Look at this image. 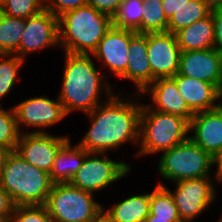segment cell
Wrapping results in <instances>:
<instances>
[{
    "instance_id": "6da1fadb",
    "label": "cell",
    "mask_w": 222,
    "mask_h": 222,
    "mask_svg": "<svg viewBox=\"0 0 222 222\" xmlns=\"http://www.w3.org/2000/svg\"><path fill=\"white\" fill-rule=\"evenodd\" d=\"M115 94L85 114L91 124L78 145L87 152L107 153L127 142L139 146L142 103Z\"/></svg>"
},
{
    "instance_id": "7a4b0ae2",
    "label": "cell",
    "mask_w": 222,
    "mask_h": 222,
    "mask_svg": "<svg viewBox=\"0 0 222 222\" xmlns=\"http://www.w3.org/2000/svg\"><path fill=\"white\" fill-rule=\"evenodd\" d=\"M64 53L63 82L57 97L66 115L76 109L85 114L90 113L103 103L100 100L103 90L106 92L104 95L112 96L113 88L109 83L105 84L106 76L100 74V69L95 67L92 55Z\"/></svg>"
},
{
    "instance_id": "3957f363",
    "label": "cell",
    "mask_w": 222,
    "mask_h": 222,
    "mask_svg": "<svg viewBox=\"0 0 222 222\" xmlns=\"http://www.w3.org/2000/svg\"><path fill=\"white\" fill-rule=\"evenodd\" d=\"M112 26V17L84 5L58 18L59 48L71 54L92 55Z\"/></svg>"
},
{
    "instance_id": "277c9868",
    "label": "cell",
    "mask_w": 222,
    "mask_h": 222,
    "mask_svg": "<svg viewBox=\"0 0 222 222\" xmlns=\"http://www.w3.org/2000/svg\"><path fill=\"white\" fill-rule=\"evenodd\" d=\"M0 186L15 206L44 205L53 182L50 174L11 151L0 174Z\"/></svg>"
},
{
    "instance_id": "5b68a950",
    "label": "cell",
    "mask_w": 222,
    "mask_h": 222,
    "mask_svg": "<svg viewBox=\"0 0 222 222\" xmlns=\"http://www.w3.org/2000/svg\"><path fill=\"white\" fill-rule=\"evenodd\" d=\"M189 122L177 115L163 113L142 104L140 149L135 156L152 155L170 150L189 138Z\"/></svg>"
},
{
    "instance_id": "8992f818",
    "label": "cell",
    "mask_w": 222,
    "mask_h": 222,
    "mask_svg": "<svg viewBox=\"0 0 222 222\" xmlns=\"http://www.w3.org/2000/svg\"><path fill=\"white\" fill-rule=\"evenodd\" d=\"M213 157L190 138L162 153L158 171L167 181L179 182L187 179L211 177Z\"/></svg>"
},
{
    "instance_id": "52a82bcc",
    "label": "cell",
    "mask_w": 222,
    "mask_h": 222,
    "mask_svg": "<svg viewBox=\"0 0 222 222\" xmlns=\"http://www.w3.org/2000/svg\"><path fill=\"white\" fill-rule=\"evenodd\" d=\"M94 195L71 183L53 184L44 206L53 220L92 222L103 211V204L96 202Z\"/></svg>"
},
{
    "instance_id": "ba28073f",
    "label": "cell",
    "mask_w": 222,
    "mask_h": 222,
    "mask_svg": "<svg viewBox=\"0 0 222 222\" xmlns=\"http://www.w3.org/2000/svg\"><path fill=\"white\" fill-rule=\"evenodd\" d=\"M106 155V153L88 152L70 183L81 190L95 194L130 173L129 164L113 161Z\"/></svg>"
},
{
    "instance_id": "9c48e42d",
    "label": "cell",
    "mask_w": 222,
    "mask_h": 222,
    "mask_svg": "<svg viewBox=\"0 0 222 222\" xmlns=\"http://www.w3.org/2000/svg\"><path fill=\"white\" fill-rule=\"evenodd\" d=\"M175 191H171L182 222H193L215 202L216 191L210 177L174 182Z\"/></svg>"
},
{
    "instance_id": "30bf717a",
    "label": "cell",
    "mask_w": 222,
    "mask_h": 222,
    "mask_svg": "<svg viewBox=\"0 0 222 222\" xmlns=\"http://www.w3.org/2000/svg\"><path fill=\"white\" fill-rule=\"evenodd\" d=\"M13 109L21 134L24 133L23 129H21L24 125H26L25 127L31 126L39 128L29 132L44 133L46 132L44 128L57 124L67 116L59 98L51 100L44 96L29 97L21 103H18V105L13 106Z\"/></svg>"
},
{
    "instance_id": "8fae6325",
    "label": "cell",
    "mask_w": 222,
    "mask_h": 222,
    "mask_svg": "<svg viewBox=\"0 0 222 222\" xmlns=\"http://www.w3.org/2000/svg\"><path fill=\"white\" fill-rule=\"evenodd\" d=\"M68 140V135L60 137L48 132H24L15 151L29 164L50 173L57 152Z\"/></svg>"
},
{
    "instance_id": "7c38bea8",
    "label": "cell",
    "mask_w": 222,
    "mask_h": 222,
    "mask_svg": "<svg viewBox=\"0 0 222 222\" xmlns=\"http://www.w3.org/2000/svg\"><path fill=\"white\" fill-rule=\"evenodd\" d=\"M59 46L58 17L47 10L25 19L24 33L14 54L25 59L31 52Z\"/></svg>"
},
{
    "instance_id": "4fadbf2b",
    "label": "cell",
    "mask_w": 222,
    "mask_h": 222,
    "mask_svg": "<svg viewBox=\"0 0 222 222\" xmlns=\"http://www.w3.org/2000/svg\"><path fill=\"white\" fill-rule=\"evenodd\" d=\"M180 54L175 34L147 33V57L151 66L152 82L158 78L175 76L179 72Z\"/></svg>"
},
{
    "instance_id": "5bb4252c",
    "label": "cell",
    "mask_w": 222,
    "mask_h": 222,
    "mask_svg": "<svg viewBox=\"0 0 222 222\" xmlns=\"http://www.w3.org/2000/svg\"><path fill=\"white\" fill-rule=\"evenodd\" d=\"M136 34L135 31L116 28L112 25L92 53V57L102 61V68L107 66L112 74L120 78L127 69L130 40Z\"/></svg>"
},
{
    "instance_id": "9a60e30c",
    "label": "cell",
    "mask_w": 222,
    "mask_h": 222,
    "mask_svg": "<svg viewBox=\"0 0 222 222\" xmlns=\"http://www.w3.org/2000/svg\"><path fill=\"white\" fill-rule=\"evenodd\" d=\"M178 73L212 83L222 92V54L214 48L181 52Z\"/></svg>"
},
{
    "instance_id": "2e32d148",
    "label": "cell",
    "mask_w": 222,
    "mask_h": 222,
    "mask_svg": "<svg viewBox=\"0 0 222 222\" xmlns=\"http://www.w3.org/2000/svg\"><path fill=\"white\" fill-rule=\"evenodd\" d=\"M189 132L193 133L189 138L214 158L222 150V104L195 113L189 122Z\"/></svg>"
},
{
    "instance_id": "e0dca14e",
    "label": "cell",
    "mask_w": 222,
    "mask_h": 222,
    "mask_svg": "<svg viewBox=\"0 0 222 222\" xmlns=\"http://www.w3.org/2000/svg\"><path fill=\"white\" fill-rule=\"evenodd\" d=\"M144 93L150 94L153 100L152 104H147L151 109L180 116L188 122L192 120L194 113L179 94L175 80L172 77L155 79L139 94V99L144 96Z\"/></svg>"
},
{
    "instance_id": "ac0fdd59",
    "label": "cell",
    "mask_w": 222,
    "mask_h": 222,
    "mask_svg": "<svg viewBox=\"0 0 222 222\" xmlns=\"http://www.w3.org/2000/svg\"><path fill=\"white\" fill-rule=\"evenodd\" d=\"M172 78L175 80L179 94L194 114L213 110L221 105L217 100H222V94L214 84L179 73Z\"/></svg>"
},
{
    "instance_id": "d6986e66",
    "label": "cell",
    "mask_w": 222,
    "mask_h": 222,
    "mask_svg": "<svg viewBox=\"0 0 222 222\" xmlns=\"http://www.w3.org/2000/svg\"><path fill=\"white\" fill-rule=\"evenodd\" d=\"M126 72L120 77L129 79L137 86V95L152 83V71L147 57V34L137 33L129 43Z\"/></svg>"
},
{
    "instance_id": "ffe728a7",
    "label": "cell",
    "mask_w": 222,
    "mask_h": 222,
    "mask_svg": "<svg viewBox=\"0 0 222 222\" xmlns=\"http://www.w3.org/2000/svg\"><path fill=\"white\" fill-rule=\"evenodd\" d=\"M181 52L211 49L214 46L212 14L175 33Z\"/></svg>"
},
{
    "instance_id": "44dd1931",
    "label": "cell",
    "mask_w": 222,
    "mask_h": 222,
    "mask_svg": "<svg viewBox=\"0 0 222 222\" xmlns=\"http://www.w3.org/2000/svg\"><path fill=\"white\" fill-rule=\"evenodd\" d=\"M70 139L59 149L50 171L53 184L70 183L81 167L88 152L78 144L71 145Z\"/></svg>"
},
{
    "instance_id": "7402d4cb",
    "label": "cell",
    "mask_w": 222,
    "mask_h": 222,
    "mask_svg": "<svg viewBox=\"0 0 222 222\" xmlns=\"http://www.w3.org/2000/svg\"><path fill=\"white\" fill-rule=\"evenodd\" d=\"M104 213L113 222H145L150 214V193L132 195L114 204Z\"/></svg>"
},
{
    "instance_id": "603a6c76",
    "label": "cell",
    "mask_w": 222,
    "mask_h": 222,
    "mask_svg": "<svg viewBox=\"0 0 222 222\" xmlns=\"http://www.w3.org/2000/svg\"><path fill=\"white\" fill-rule=\"evenodd\" d=\"M212 6L204 0H190L173 14L167 25V32L175 34L180 29L211 14Z\"/></svg>"
},
{
    "instance_id": "cb8c5ba5",
    "label": "cell",
    "mask_w": 222,
    "mask_h": 222,
    "mask_svg": "<svg viewBox=\"0 0 222 222\" xmlns=\"http://www.w3.org/2000/svg\"><path fill=\"white\" fill-rule=\"evenodd\" d=\"M25 19L0 11V54H15L24 33Z\"/></svg>"
},
{
    "instance_id": "d4e9b609",
    "label": "cell",
    "mask_w": 222,
    "mask_h": 222,
    "mask_svg": "<svg viewBox=\"0 0 222 222\" xmlns=\"http://www.w3.org/2000/svg\"><path fill=\"white\" fill-rule=\"evenodd\" d=\"M150 213L155 218L168 219V221H181L174 198L162 183L150 193Z\"/></svg>"
},
{
    "instance_id": "484cf974",
    "label": "cell",
    "mask_w": 222,
    "mask_h": 222,
    "mask_svg": "<svg viewBox=\"0 0 222 222\" xmlns=\"http://www.w3.org/2000/svg\"><path fill=\"white\" fill-rule=\"evenodd\" d=\"M144 5V0H123L112 16V25L139 33Z\"/></svg>"
},
{
    "instance_id": "4316f807",
    "label": "cell",
    "mask_w": 222,
    "mask_h": 222,
    "mask_svg": "<svg viewBox=\"0 0 222 222\" xmlns=\"http://www.w3.org/2000/svg\"><path fill=\"white\" fill-rule=\"evenodd\" d=\"M140 34L167 32L168 19L165 16L162 0H144Z\"/></svg>"
},
{
    "instance_id": "83f0119b",
    "label": "cell",
    "mask_w": 222,
    "mask_h": 222,
    "mask_svg": "<svg viewBox=\"0 0 222 222\" xmlns=\"http://www.w3.org/2000/svg\"><path fill=\"white\" fill-rule=\"evenodd\" d=\"M24 62L14 54H0V100L14 87L18 71Z\"/></svg>"
},
{
    "instance_id": "f1b7e54d",
    "label": "cell",
    "mask_w": 222,
    "mask_h": 222,
    "mask_svg": "<svg viewBox=\"0 0 222 222\" xmlns=\"http://www.w3.org/2000/svg\"><path fill=\"white\" fill-rule=\"evenodd\" d=\"M3 109L0 105V145L11 151H15L20 138L17 119L13 107Z\"/></svg>"
},
{
    "instance_id": "f546056e",
    "label": "cell",
    "mask_w": 222,
    "mask_h": 222,
    "mask_svg": "<svg viewBox=\"0 0 222 222\" xmlns=\"http://www.w3.org/2000/svg\"><path fill=\"white\" fill-rule=\"evenodd\" d=\"M44 10L43 0H7L0 11L8 16L27 19Z\"/></svg>"
},
{
    "instance_id": "4dcf8cb0",
    "label": "cell",
    "mask_w": 222,
    "mask_h": 222,
    "mask_svg": "<svg viewBox=\"0 0 222 222\" xmlns=\"http://www.w3.org/2000/svg\"><path fill=\"white\" fill-rule=\"evenodd\" d=\"M51 216L44 205L15 206L10 222H50Z\"/></svg>"
},
{
    "instance_id": "1f68e13d",
    "label": "cell",
    "mask_w": 222,
    "mask_h": 222,
    "mask_svg": "<svg viewBox=\"0 0 222 222\" xmlns=\"http://www.w3.org/2000/svg\"><path fill=\"white\" fill-rule=\"evenodd\" d=\"M87 4V0H43L44 9L60 17L64 13Z\"/></svg>"
},
{
    "instance_id": "d6a6232c",
    "label": "cell",
    "mask_w": 222,
    "mask_h": 222,
    "mask_svg": "<svg viewBox=\"0 0 222 222\" xmlns=\"http://www.w3.org/2000/svg\"><path fill=\"white\" fill-rule=\"evenodd\" d=\"M214 20V46L222 54V5L214 6L211 11Z\"/></svg>"
},
{
    "instance_id": "836d02e7",
    "label": "cell",
    "mask_w": 222,
    "mask_h": 222,
    "mask_svg": "<svg viewBox=\"0 0 222 222\" xmlns=\"http://www.w3.org/2000/svg\"><path fill=\"white\" fill-rule=\"evenodd\" d=\"M15 204L10 195L0 186V222H10Z\"/></svg>"
},
{
    "instance_id": "e575fe53",
    "label": "cell",
    "mask_w": 222,
    "mask_h": 222,
    "mask_svg": "<svg viewBox=\"0 0 222 222\" xmlns=\"http://www.w3.org/2000/svg\"><path fill=\"white\" fill-rule=\"evenodd\" d=\"M123 0H87V4L97 11L113 16Z\"/></svg>"
},
{
    "instance_id": "d590c367",
    "label": "cell",
    "mask_w": 222,
    "mask_h": 222,
    "mask_svg": "<svg viewBox=\"0 0 222 222\" xmlns=\"http://www.w3.org/2000/svg\"><path fill=\"white\" fill-rule=\"evenodd\" d=\"M187 1L190 0H162L163 10L165 13V16L169 20V18L175 14V12Z\"/></svg>"
},
{
    "instance_id": "8d00e7d4",
    "label": "cell",
    "mask_w": 222,
    "mask_h": 222,
    "mask_svg": "<svg viewBox=\"0 0 222 222\" xmlns=\"http://www.w3.org/2000/svg\"><path fill=\"white\" fill-rule=\"evenodd\" d=\"M216 166L215 177L217 182L222 183V150L213 158Z\"/></svg>"
},
{
    "instance_id": "74e56055",
    "label": "cell",
    "mask_w": 222,
    "mask_h": 222,
    "mask_svg": "<svg viewBox=\"0 0 222 222\" xmlns=\"http://www.w3.org/2000/svg\"><path fill=\"white\" fill-rule=\"evenodd\" d=\"M11 150L7 149L6 147L0 145V174L2 172V169L5 165V161L10 154Z\"/></svg>"
},
{
    "instance_id": "f35d334b",
    "label": "cell",
    "mask_w": 222,
    "mask_h": 222,
    "mask_svg": "<svg viewBox=\"0 0 222 222\" xmlns=\"http://www.w3.org/2000/svg\"><path fill=\"white\" fill-rule=\"evenodd\" d=\"M145 222H182V221H168V219L155 218L151 213L145 219Z\"/></svg>"
},
{
    "instance_id": "ab89813d",
    "label": "cell",
    "mask_w": 222,
    "mask_h": 222,
    "mask_svg": "<svg viewBox=\"0 0 222 222\" xmlns=\"http://www.w3.org/2000/svg\"><path fill=\"white\" fill-rule=\"evenodd\" d=\"M92 222H113L105 213L102 211Z\"/></svg>"
},
{
    "instance_id": "60d3db41",
    "label": "cell",
    "mask_w": 222,
    "mask_h": 222,
    "mask_svg": "<svg viewBox=\"0 0 222 222\" xmlns=\"http://www.w3.org/2000/svg\"><path fill=\"white\" fill-rule=\"evenodd\" d=\"M204 1L209 3L212 7L222 5V0H204Z\"/></svg>"
},
{
    "instance_id": "b9f144b4",
    "label": "cell",
    "mask_w": 222,
    "mask_h": 222,
    "mask_svg": "<svg viewBox=\"0 0 222 222\" xmlns=\"http://www.w3.org/2000/svg\"><path fill=\"white\" fill-rule=\"evenodd\" d=\"M7 0H0V9L6 4Z\"/></svg>"
},
{
    "instance_id": "7bdbcfd3",
    "label": "cell",
    "mask_w": 222,
    "mask_h": 222,
    "mask_svg": "<svg viewBox=\"0 0 222 222\" xmlns=\"http://www.w3.org/2000/svg\"><path fill=\"white\" fill-rule=\"evenodd\" d=\"M219 222H222V215H221V217H220V219L218 220Z\"/></svg>"
}]
</instances>
